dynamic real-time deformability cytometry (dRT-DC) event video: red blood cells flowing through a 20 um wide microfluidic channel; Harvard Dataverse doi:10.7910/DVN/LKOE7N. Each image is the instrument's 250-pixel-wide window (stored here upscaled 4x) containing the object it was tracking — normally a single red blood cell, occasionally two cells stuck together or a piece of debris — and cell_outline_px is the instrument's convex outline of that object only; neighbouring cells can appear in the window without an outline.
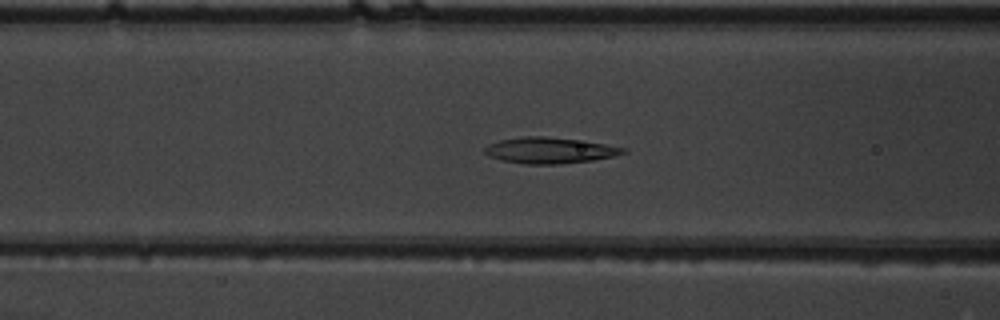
{"species": "common noctule bat (a hibernating species)", "species_latin": "Nyctalus noctula", "temperature_condition": "warm", "stored_images_in_passage": 54, "camera_frame_rate_fps": 3000, "um_per_image_px": 0.085, "animal": {"sex": "male", "body_mass_g": 19.5, "forearm_length_mm": 54.6}, "frame": {"image": 1, "passage_image": 22, "time_ms": 7.0, "image_size_px": [1000, 320], "cell_outline_px": [[628, 152], [616, 156], [592, 160], [556, 164], [524, 164], [504, 160], [488, 156], [484, 152], [484, 148], [488, 144], [500, 140], [524, 136], [544, 136], [576, 140], [604, 144], [628, 148]], "centroid_in_image_um": [46.73, 12.78], "position_along_channel_um": 119.9, "area_um2": 20.87}}
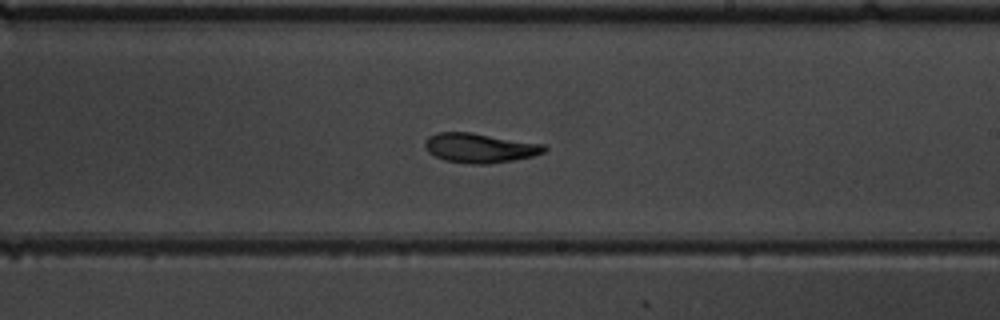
{"frame": {"image": 2, "passage_image": 32, "time_ms": 10.333, "image_size_px": [1000, 320], "cell_outline_px": [[548, 148], [544, 152], [532, 156], [512, 160], [488, 164], [472, 164], [444, 160], [428, 152], [424, 144], [428, 136], [436, 132], [472, 132], [544, 144]], "centroid_in_image_um": [40.77, 12.56], "position_along_channel_um": 248.2, "area_um2": 20.52}}
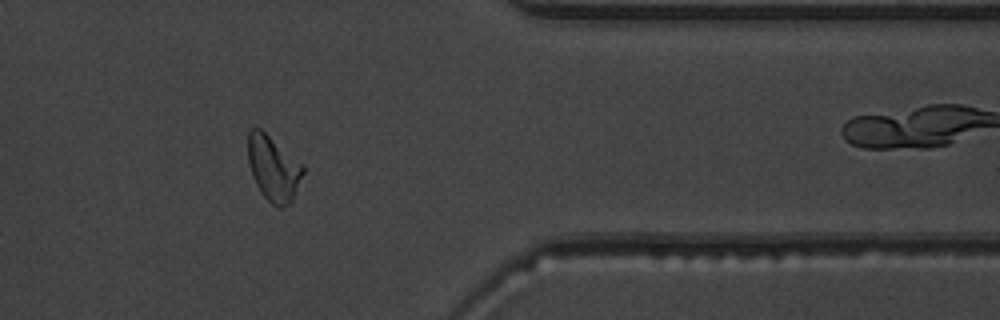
{"frame": {"image": 3, "passage_image": 44, "time_ms": 14.333, "image_size_px": [1000, 320], "cell_outline_px": [[304, 172], [292, 200], [288, 204], [280, 208], [276, 208], [260, 192], [256, 184], [248, 164], [248, 132], [252, 128], [260, 128], [304, 164]], "centroid_in_image_um": [23.24, 14.3], "position_along_channel_um": 388.2, "area_um2": 20.92}, "authors_computed_cell_mechanics": {"area_um2": 21.0681, "velocity_mm_per_s": 3.8577, "shape_relaxation_time_tau1_ms": 6.8404, "shape_relaxation_time_tau2_ms": 3.7115, "deformation_change_tau1": 0.2004, "deformation_change_tau2": 0.11}}